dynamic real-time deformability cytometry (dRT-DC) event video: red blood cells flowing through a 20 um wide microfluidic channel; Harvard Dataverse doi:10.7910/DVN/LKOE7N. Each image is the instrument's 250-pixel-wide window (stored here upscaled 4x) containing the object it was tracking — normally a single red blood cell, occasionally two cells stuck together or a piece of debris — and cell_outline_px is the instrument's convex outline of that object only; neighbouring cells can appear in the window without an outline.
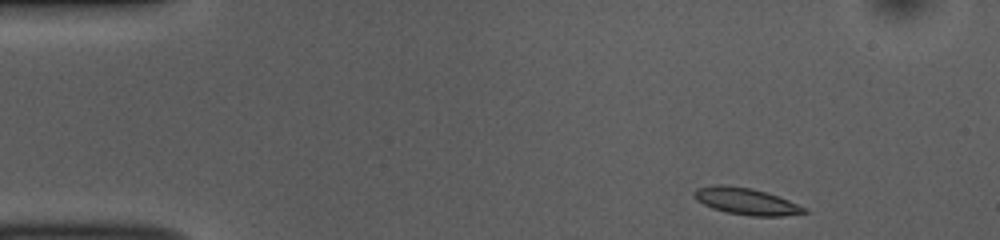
{"species": "common noctule bat (a hibernating species)", "species_latin": "Nyctalus noctula", "temperature_condition": "room temperature", "stored_images_in_passage": 46, "camera_frame_rate_fps": 3000, "um_per_image_px": 0.085, "animal": {"sex": "female", "body_mass_g": 10.0, "forearm_length_mm": 53.1}, "frame": {"image": 1, "passage_image": 1, "time_ms": 0.0, "image_size_px": [1000, 240], "cell_outline_px": [[808, 212], [784, 216], [752, 216], [728, 212], [712, 208], [696, 200], [692, 196], [692, 192], [696, 188], [712, 184], [720, 184], [752, 188], [768, 192], [808, 208]], "centroid_in_image_um": [63.4, 17.09], "position_along_channel_um": 21.6, "area_um2": 17.34}}
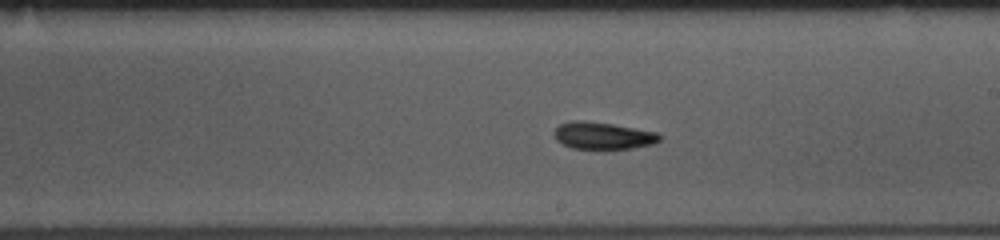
{"frame": {"image": 2, "passage_image": 24, "time_ms": 7.667, "image_size_px": [1000, 240], "cell_outline_px": [[664, 136], [656, 144], [632, 148], [572, 148], [556, 140], [552, 132], [560, 124], [572, 120], [584, 120], [612, 124], [660, 132]], "centroid_in_image_um": [51.3, 11.51], "position_along_channel_um": 237.7, "area_um2": 16.82}}
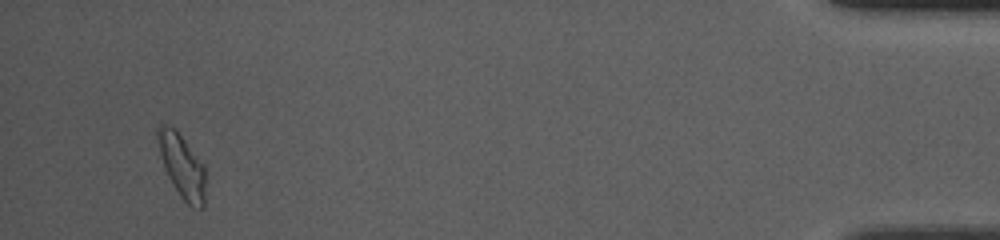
{"frame": {"image": 3, "passage_image": 44, "time_ms": 14.333, "image_size_px": [1000, 240], "cell_outline_px": [[204, 208], [192, 208], [180, 196], [168, 176], [160, 156], [156, 136], [156, 128], [160, 124], [164, 124], [176, 128], [204, 164]], "centroid_in_image_um": [15.45, 14.06], "position_along_channel_um": 419.7, "area_um2": 17.8}, "authors_computed_cell_mechanics": {"area_um2": 16.7909, "velocity_mm_per_s": 3.8448, "shape_relaxation_time_tau1_ms": 3.2063, "shape_relaxation_time_tau2_ms": 2.9094, "deformation_change_tau1": 0.149, "deformation_change_tau2": 0.1103}}